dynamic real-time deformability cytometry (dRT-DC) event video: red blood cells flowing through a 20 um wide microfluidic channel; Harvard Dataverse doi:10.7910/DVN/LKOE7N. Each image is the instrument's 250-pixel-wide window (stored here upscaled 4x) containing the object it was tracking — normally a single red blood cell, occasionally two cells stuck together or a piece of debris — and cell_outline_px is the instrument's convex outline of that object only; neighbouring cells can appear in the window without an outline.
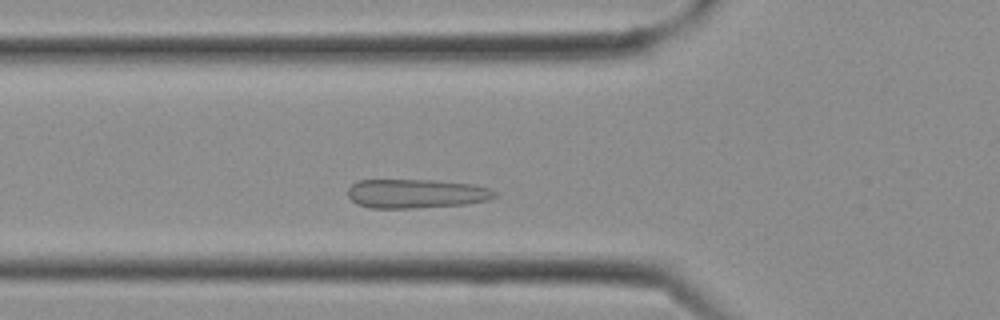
{"species": "Egyptian fruit bat (a non-hibernating species)", "species_latin": "Rousettus aegyptiacus", "temperature_condition": "cold", "stored_images_in_passage": 8, "camera_frame_rate_fps": 3000, "um_per_image_px": 0.085, "frame": {"image": 1, "passage_image": 4, "time_ms": 1.0, "image_size_px": [1000, 320], "cell_outline_px": [[496, 196], [488, 200], [468, 204], [416, 208], [372, 208], [356, 204], [348, 196], [348, 188], [356, 180], [436, 180], [472, 184], [488, 188], [496, 192]], "centroid_in_image_um": [35.36, 16.46], "position_along_channel_um": 90.4, "area_um2": 25.03}}
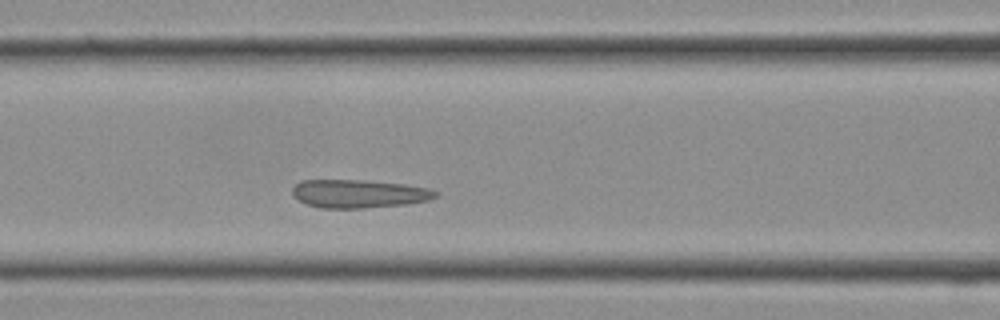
{"frame": {"image": 2, "passage_image": 6, "time_ms": 1.667, "image_size_px": [1000, 320], "cell_outline_px": [[440, 192], [436, 196], [428, 200], [404, 204], [364, 208], [320, 208], [304, 204], [296, 200], [292, 196], [292, 188], [300, 180], [364, 180], [404, 184], [428, 188]], "centroid_in_image_um": [30.44, 16.47], "position_along_channel_um": 136.2, "area_um2": 23.76}}
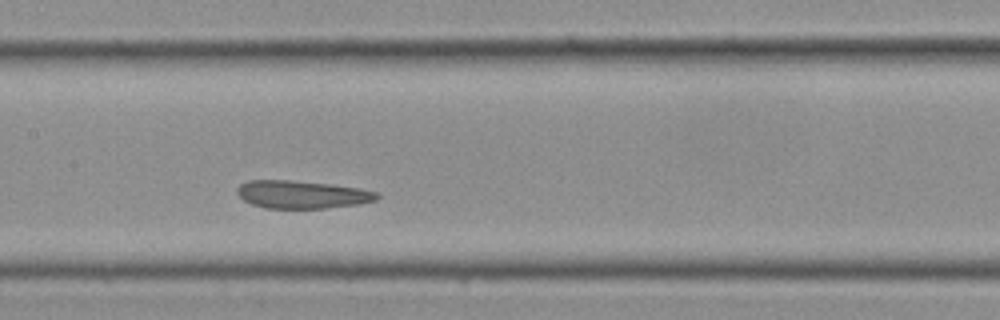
{"frame": {"image": 3, "passage_image": 8, "time_ms": 2.333, "image_size_px": [1000, 320], "cell_outline_px": [[380, 196], [376, 200], [360, 204], [324, 208], [264, 208], [252, 204], [244, 200], [236, 192], [236, 188], [240, 184], [248, 180], [292, 180], [332, 184], [380, 192]], "centroid_in_image_um": [25.67, 16.53], "position_along_channel_um": 181.7, "area_um2": 22.77}}